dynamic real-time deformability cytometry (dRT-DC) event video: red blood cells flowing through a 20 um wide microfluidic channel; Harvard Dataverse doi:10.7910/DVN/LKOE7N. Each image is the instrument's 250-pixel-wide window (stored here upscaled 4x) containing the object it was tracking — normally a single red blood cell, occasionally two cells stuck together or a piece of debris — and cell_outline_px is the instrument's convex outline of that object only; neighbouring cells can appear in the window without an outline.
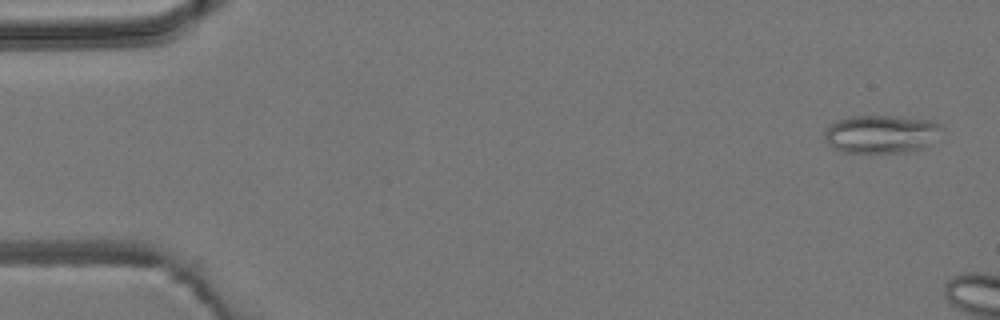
{"species": "common noctule bat (a hibernating species)", "species_latin": "Nyctalus noctula", "temperature_condition": "room temperature", "stored_images_in_passage": 3, "camera_frame_rate_fps": 3000, "um_per_image_px": 0.085, "animal": {"sex": "male", "body_mass_g": 19.2, "forearm_length_mm": 51.8}, "frame": {"image": 1, "passage_image": 1, "time_ms": 0.0, "image_size_px": [1000, 320], "cell_outline_px": [[940, 128], [920, 148], [908, 152], [844, 152], [832, 148], [824, 140], [824, 128], [848, 116], [896, 116], [936, 120], [940, 124]], "centroid_in_image_um": [74.78, 11.37], "position_along_channel_um": 10.2, "area_um2": 25.55}}